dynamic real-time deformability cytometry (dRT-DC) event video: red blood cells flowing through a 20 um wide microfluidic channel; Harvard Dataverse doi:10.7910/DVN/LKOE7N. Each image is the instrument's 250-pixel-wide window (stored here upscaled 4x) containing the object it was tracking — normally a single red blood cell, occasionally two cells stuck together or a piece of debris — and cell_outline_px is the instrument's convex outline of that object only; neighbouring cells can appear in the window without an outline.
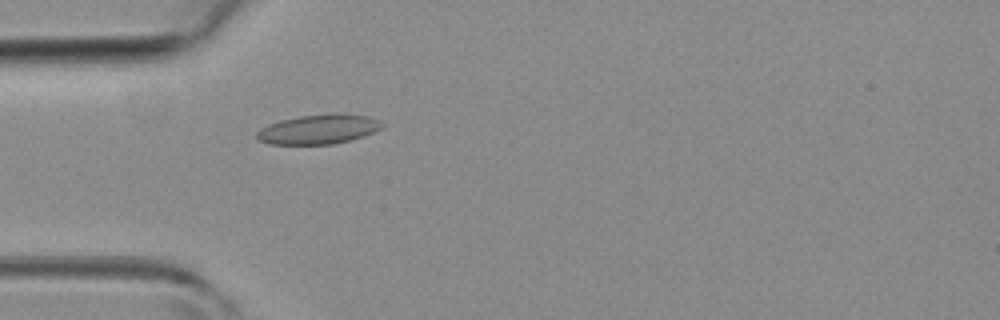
{"species": "common noctule bat (a hibernating species)", "species_latin": "Nyctalus noctula", "temperature_condition": "room temperature", "stored_images_in_passage": 44, "camera_frame_rate_fps": 3000, "um_per_image_px": 0.085, "animal": {"sex": "female", "body_mass_g": 19.3, "forearm_length_mm": 54.1}, "frame": {"image": 1, "passage_image": 13, "time_ms": 4.0, "image_size_px": [1000, 320], "cell_outline_px": [[384, 124], [380, 128], [364, 136], [332, 144], [268, 144], [260, 140], [256, 136], [256, 132], [260, 128], [268, 124], [280, 120], [300, 116], [332, 112], [368, 116]], "centroid_in_image_um": [27.04, 10.97], "position_along_channel_um": 58.0, "area_um2": 21.5}}
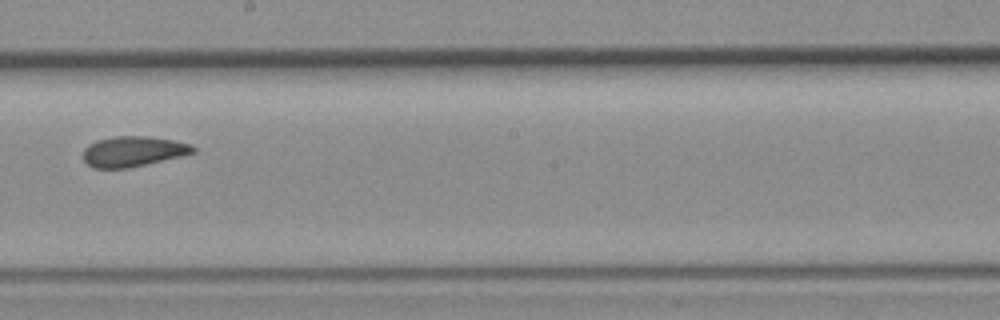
{"frame": {"image": 2, "passage_image": 25, "time_ms": 8.0, "image_size_px": [1000, 320], "cell_outline_px": [[196, 152], [180, 156], [128, 168], [92, 168], [84, 160], [84, 148], [88, 144], [96, 140], [112, 136], [148, 136], [172, 140], [188, 144], [196, 148]], "centroid_in_image_um": [11.27, 12.86], "position_along_channel_um": 236.9, "area_um2": 19.31}}
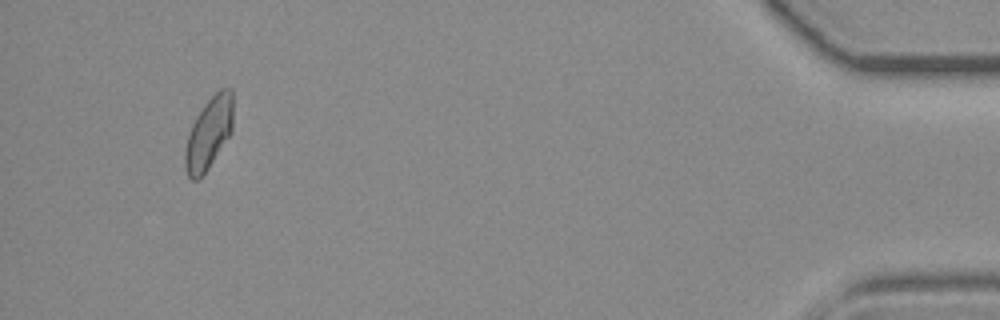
{"frame": {"image": 3, "passage_image": 42, "time_ms": 13.667, "image_size_px": [1000, 320], "cell_outline_px": [[232, 132], [200, 180], [192, 180], [188, 176], [184, 164], [184, 156], [188, 136], [192, 124], [196, 116], [204, 104], [220, 88], [232, 88]], "centroid_in_image_um": [17.74, 11.33], "position_along_channel_um": 417.5, "area_um2": 20.0}}